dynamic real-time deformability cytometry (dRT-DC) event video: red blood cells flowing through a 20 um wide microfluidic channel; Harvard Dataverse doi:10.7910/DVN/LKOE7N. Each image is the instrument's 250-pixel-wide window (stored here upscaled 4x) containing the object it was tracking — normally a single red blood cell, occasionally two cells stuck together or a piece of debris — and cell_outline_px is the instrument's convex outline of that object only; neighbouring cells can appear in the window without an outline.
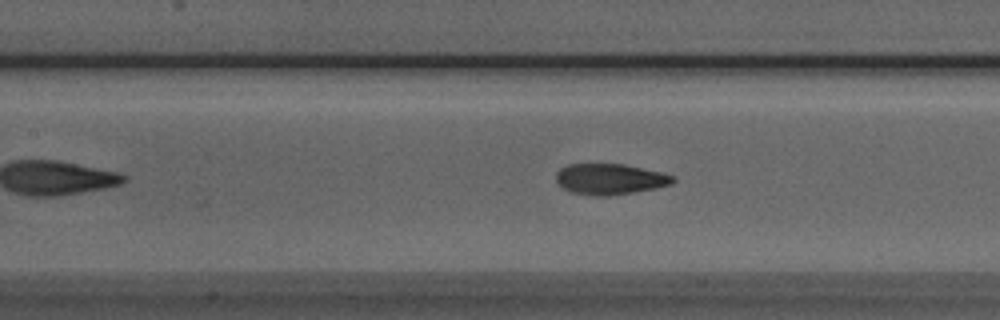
{"species": "Egyptian fruit bat (a non-hibernating species)", "species_latin": "Rousettus aegyptiacus", "temperature_condition": "room temperature", "stored_images_in_passage": 24, "camera_frame_rate_fps": 3000, "um_per_image_px": 0.085, "animal": {"sex": "male"}, "frame": {"image": 1, "passage_image": 15, "time_ms": 4.667, "image_size_px": [1000, 320], "cell_outline_px": [[676, 180], [672, 184], [656, 188], [608, 196], [592, 196], [572, 192], [564, 188], [556, 180], [556, 172], [560, 168], [568, 164], [624, 164], [660, 172], [672, 176]], "centroid_in_image_um": [51.83, 15.22], "position_along_channel_um": 155.6, "area_um2": 20.87}}
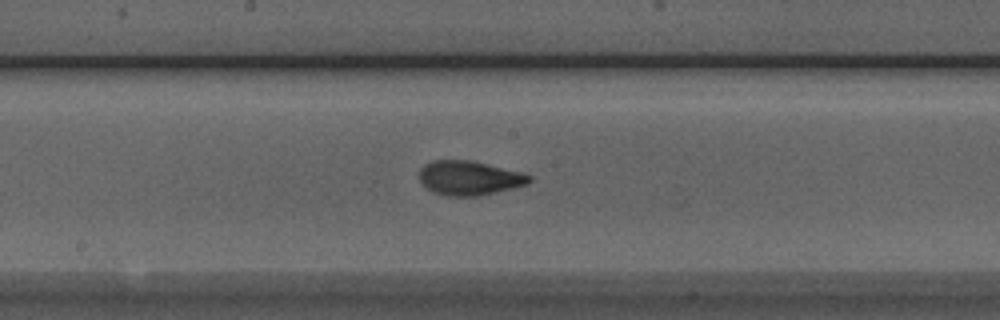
{"frame": {"image": 2, "passage_image": 19, "time_ms": 6.0, "image_size_px": [1000, 320], "cell_outline_px": [[532, 180], [528, 184], [496, 192], [476, 196], [448, 196], [432, 192], [420, 184], [420, 168], [424, 164], [432, 160], [468, 160], [520, 172], [532, 176]], "centroid_in_image_um": [39.84, 15.14], "position_along_channel_um": 208.4, "area_um2": 21.91}}
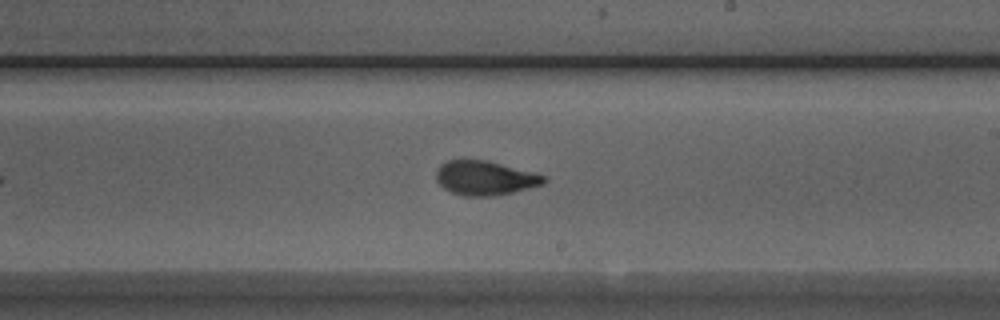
{"frame": {"image": 3, "passage_image": 22, "time_ms": 7.0, "image_size_px": [1000, 320], "cell_outline_px": [[548, 180], [544, 184], [496, 196], [464, 196], [452, 192], [444, 188], [436, 180], [436, 172], [440, 164], [448, 160], [484, 160], [548, 176]], "centroid_in_image_um": [41.23, 15.14], "position_along_channel_um": 247.8, "area_um2": 21.39}}